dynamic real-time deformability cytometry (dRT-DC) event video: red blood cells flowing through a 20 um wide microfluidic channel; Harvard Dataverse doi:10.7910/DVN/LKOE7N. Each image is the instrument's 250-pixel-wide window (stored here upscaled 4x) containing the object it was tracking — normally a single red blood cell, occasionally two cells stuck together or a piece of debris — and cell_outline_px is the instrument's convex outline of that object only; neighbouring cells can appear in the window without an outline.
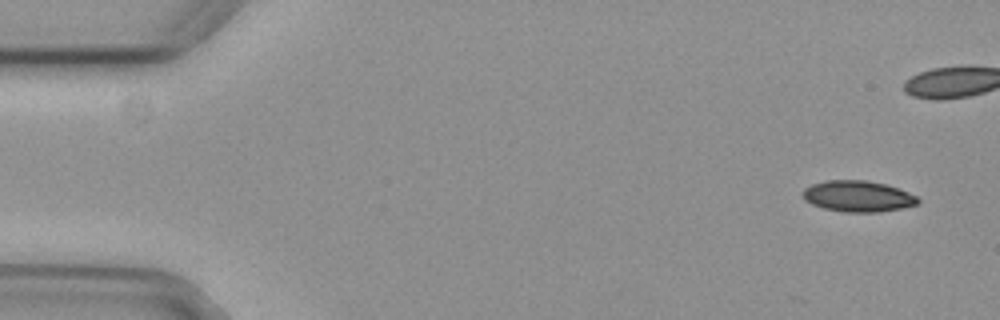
{"species": "common noctule bat (a hibernating species)", "species_latin": "Nyctalus noctula", "temperature_condition": "cold", "stored_images_in_passage": 5, "camera_frame_rate_fps": 3000, "um_per_image_px": 0.085, "animal": {"sex": "female", "body_mass_g": 29.2, "forearm_length_mm": 56.3}, "frame": {"image": 1, "passage_image": 1, "time_ms": 0.0, "image_size_px": [1000, 320], "cell_outline_px": [[920, 204], [904, 208], [880, 212], [844, 212], [824, 208], [812, 204], [804, 200], [800, 192], [804, 188], [812, 184], [828, 180], [864, 180], [884, 184], [908, 192], [916, 196], [920, 200]], "centroid_in_image_um": [72.91, 16.69], "position_along_channel_um": 12.1, "area_um2": 20.98}}
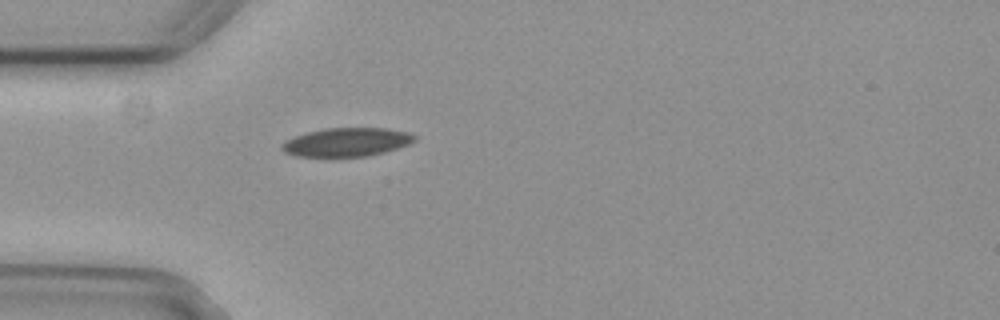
{"frame": {"image": 2, "passage_image": 5, "time_ms": 1.333, "image_size_px": [1000, 320], "cell_outline_px": [[416, 140], [408, 144], [384, 152], [364, 156], [296, 156], [284, 152], [280, 148], [280, 144], [284, 140], [308, 132], [324, 128], [388, 128], [408, 132], [416, 136]], "centroid_in_image_um": [29.44, 12.07], "position_along_channel_um": 55.6, "area_um2": 22.02}}